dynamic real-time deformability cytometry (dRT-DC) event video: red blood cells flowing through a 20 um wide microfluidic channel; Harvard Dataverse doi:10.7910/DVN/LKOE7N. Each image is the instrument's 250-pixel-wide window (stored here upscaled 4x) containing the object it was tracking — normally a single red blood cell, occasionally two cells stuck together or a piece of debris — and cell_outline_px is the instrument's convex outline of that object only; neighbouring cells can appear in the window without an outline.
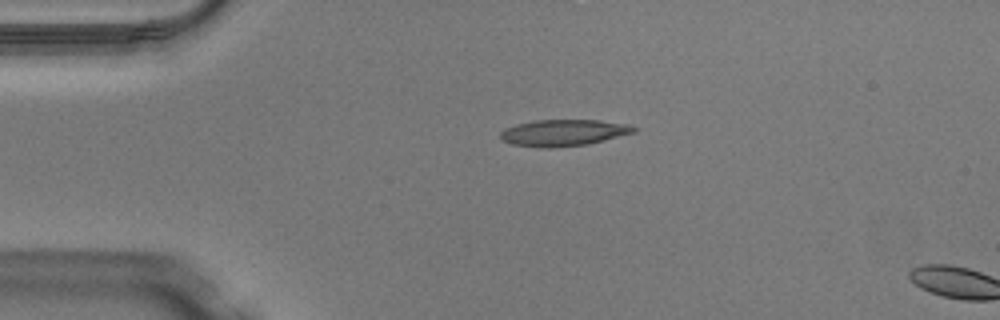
{"species": "Egyptian fruit bat (a non-hibernating species)", "species_latin": "Rousettus aegyptiacus", "temperature_condition": "warm", "stored_images_in_passage": 4, "camera_frame_rate_fps": 3000, "um_per_image_px": 0.085, "animal": {"sex": "male"}, "frame": {"image": 1, "passage_image": 1, "time_ms": 0.0, "image_size_px": [1000, 320], "cell_outline_px": [[640, 128], [636, 132], [588, 144], [552, 148], [544, 148], [512, 144], [500, 140], [500, 132], [504, 128], [516, 124], [536, 120], [600, 120], [628, 124]], "centroid_in_image_um": [47.9, 11.28], "position_along_channel_um": 37.1, "area_um2": 20.81}}